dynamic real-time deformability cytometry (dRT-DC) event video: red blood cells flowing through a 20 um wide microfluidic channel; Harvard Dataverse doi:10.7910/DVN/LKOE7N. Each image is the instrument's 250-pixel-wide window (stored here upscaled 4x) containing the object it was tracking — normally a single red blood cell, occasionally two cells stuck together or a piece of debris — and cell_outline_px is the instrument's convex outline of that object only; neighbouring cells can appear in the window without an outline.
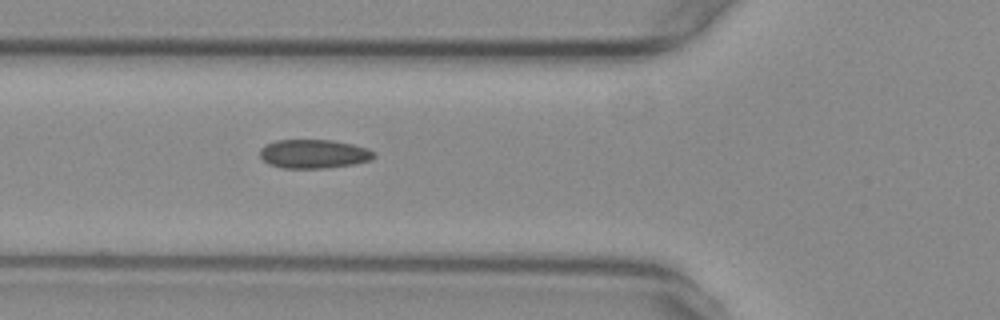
{"species": "common noctule bat (a hibernating species)", "species_latin": "Nyctalus noctula", "temperature_condition": "warm", "stored_images_in_passage": 39, "camera_frame_rate_fps": 3000, "um_per_image_px": 0.085, "animal": {"sex": "female", "body_mass_g": 29.2, "forearm_length_mm": 56.3}, "frame": {"image": 1, "passage_image": 4, "time_ms": 1.0, "image_size_px": [1000, 320], "cell_outline_px": [[376, 156], [372, 160], [352, 164], [328, 168], [280, 168], [268, 164], [260, 156], [260, 148], [264, 144], [276, 140], [332, 140], [352, 144], [368, 148], [376, 152]], "centroid_in_image_um": [26.67, 13.08], "position_along_channel_um": 99.1, "area_um2": 19.42}}
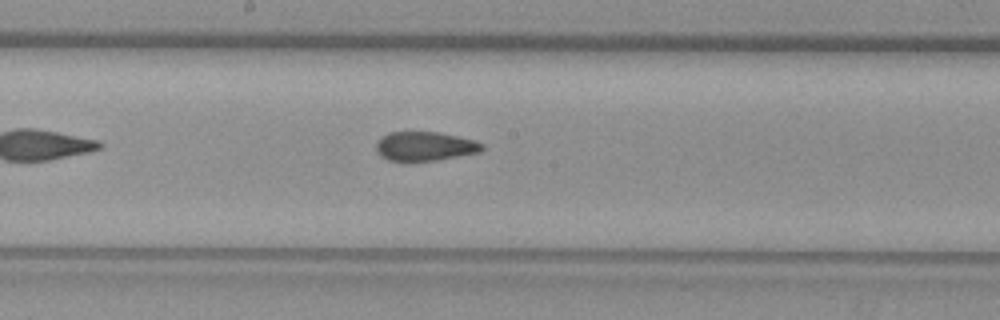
{"frame": {"image": 2, "passage_image": 13, "time_ms": 4.0, "image_size_px": [1000, 320], "cell_outline_px": [[484, 148], [480, 152], [436, 160], [404, 164], [388, 160], [380, 156], [376, 152], [376, 144], [388, 132], [436, 132], [476, 140], [484, 144]], "centroid_in_image_um": [36.09, 12.47], "position_along_channel_um": 212.1, "area_um2": 18.44}}
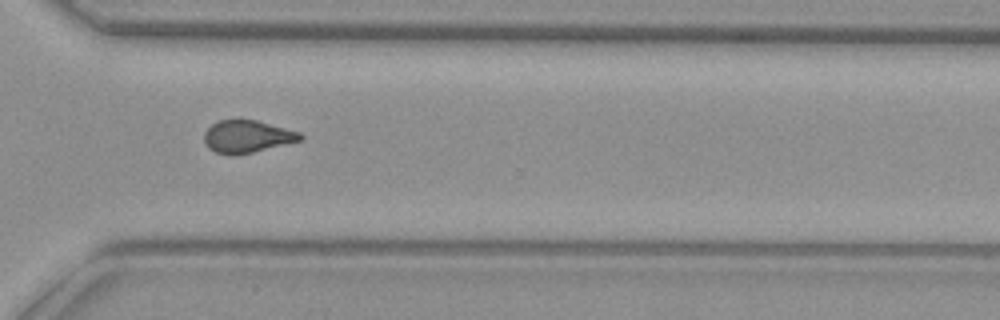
{"frame": {"image": 3, "passage_image": 24, "time_ms": 7.667, "image_size_px": [1000, 320], "cell_outline_px": [[304, 140], [252, 152], [216, 152], [208, 148], [204, 140], [204, 132], [212, 124], [220, 120], [256, 120], [300, 132], [304, 136]], "centroid_in_image_um": [21.06, 11.57], "position_along_channel_um": 349.5, "area_um2": 17.63}, "authors_computed_cell_mechanics": {"area_um2": 18.7272, "velocity_mm_per_s": 3.7557, "shape_relaxation_time_tau1_ms": null, "shape_relaxation_time_tau2_ms": 2.0394, "deformation_change_tau1": null, "deformation_change_tau2": 0.0716}}